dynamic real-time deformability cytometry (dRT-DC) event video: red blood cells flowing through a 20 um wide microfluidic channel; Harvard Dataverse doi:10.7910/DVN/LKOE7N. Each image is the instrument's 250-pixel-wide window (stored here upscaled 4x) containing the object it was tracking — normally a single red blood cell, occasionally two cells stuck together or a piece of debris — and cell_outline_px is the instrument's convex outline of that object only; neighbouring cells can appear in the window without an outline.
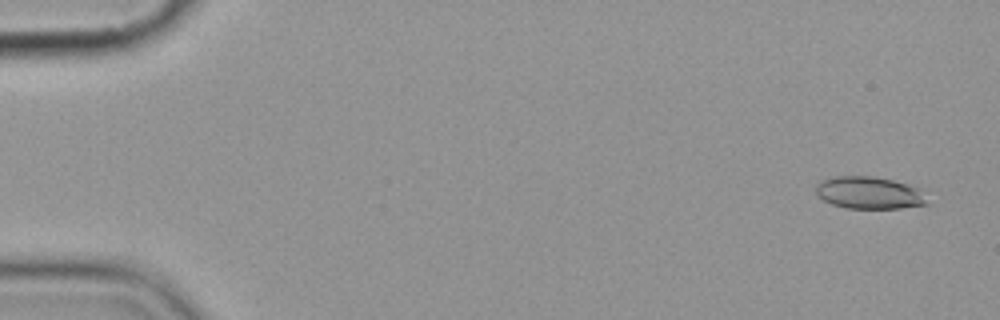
{"species": "common noctule bat (a hibernating species)", "species_latin": "Nyctalus noctula", "temperature_condition": "cold", "stored_images_in_passage": 5, "camera_frame_rate_fps": 3000, "um_per_image_px": 0.085, "animal": {"sex": "female", "body_mass_g": 19.9}, "frame": {"image": 1, "passage_image": 1, "time_ms": 0.0, "image_size_px": [1000, 320], "cell_outline_px": [[928, 204], [900, 208], [848, 208], [832, 204], [816, 196], [816, 184], [820, 180], [832, 176], [872, 176], [892, 180], [908, 184], [916, 188]], "centroid_in_image_um": [73.78, 16.38], "position_along_channel_um": 11.2, "area_um2": 20.69}}
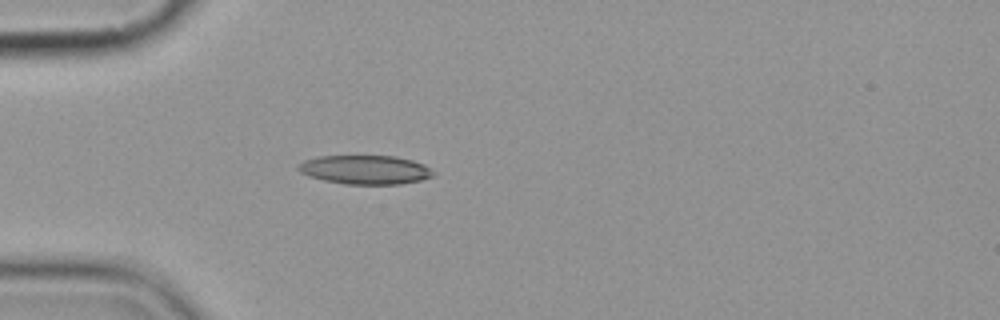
{"frame": {"image": 2, "passage_image": 5, "time_ms": 4.667, "image_size_px": [1000, 320], "cell_outline_px": [[432, 176], [420, 180], [400, 184], [344, 184], [324, 180], [308, 176], [300, 172], [296, 168], [304, 160], [316, 156], [396, 156], [412, 160], [424, 164], [432, 172]], "centroid_in_image_um": [31.0, 14.42], "position_along_channel_um": 54.0, "area_um2": 22.66}}